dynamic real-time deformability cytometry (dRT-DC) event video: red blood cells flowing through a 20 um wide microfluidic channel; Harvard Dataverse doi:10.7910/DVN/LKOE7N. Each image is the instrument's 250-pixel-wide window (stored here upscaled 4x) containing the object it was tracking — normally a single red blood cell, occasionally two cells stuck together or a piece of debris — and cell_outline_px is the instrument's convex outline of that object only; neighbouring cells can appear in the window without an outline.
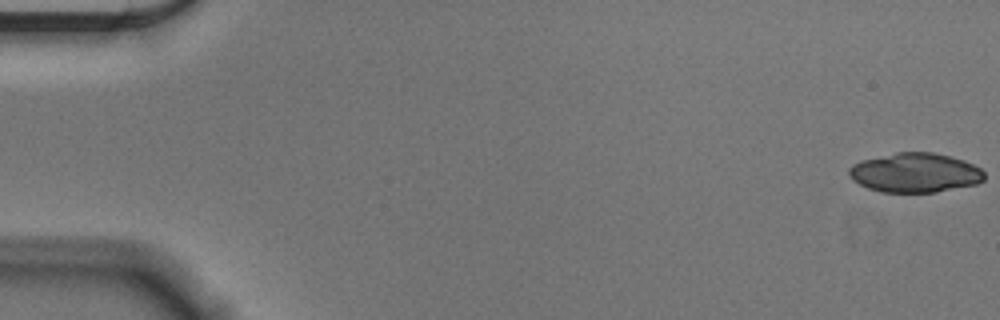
{"species": "Egyptian fruit bat (a non-hibernating species)", "species_latin": "Rousettus aegyptiacus", "temperature_condition": "cold", "stored_images_in_passage": 55, "segment_of_instrument_passage": [1, 2], "camera_frame_rate_fps": 3000, "um_per_image_px": 0.085, "animal": {"sex": "male"}, "frame": {"image": 1, "passage_image": 1, "time_ms": 0.0, "image_size_px": [1000, 320], "cell_outline_px": [[984, 180], [976, 184], [936, 192], [880, 192], [868, 188], [852, 180], [848, 172], [848, 168], [852, 164], [860, 160], [896, 152], [932, 152], [964, 160], [980, 168], [984, 172]], "centroid_in_image_um": [77.75, 14.68], "position_along_channel_um": 7.2, "area_um2": 31.15}}